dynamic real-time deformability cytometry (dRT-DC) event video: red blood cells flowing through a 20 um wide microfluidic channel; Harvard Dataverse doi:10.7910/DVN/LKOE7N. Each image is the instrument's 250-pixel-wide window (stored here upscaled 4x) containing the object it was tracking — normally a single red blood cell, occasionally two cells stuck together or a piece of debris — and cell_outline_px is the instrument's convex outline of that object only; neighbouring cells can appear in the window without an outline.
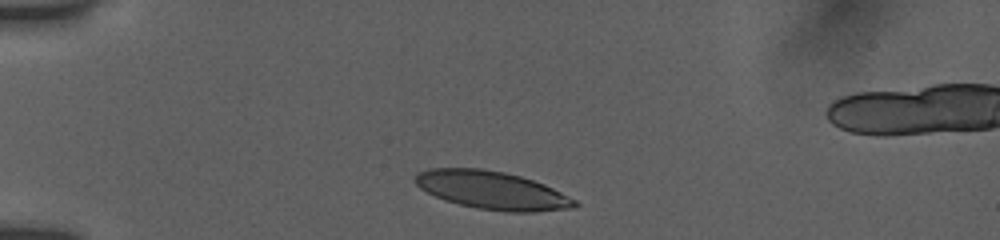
{"species": "human", "species_latin": "Homo sapiens", "temperature_condition": "room temperature", "stored_images_in_passage": 3, "camera_frame_rate_fps": 3000, "um_per_image_px": 0.085, "donor": {"sex": "female"}, "frame": {"image": 1, "passage_image": 1, "time_ms": 0.0, "image_size_px": [1000, 240], "cell_outline_px": [[580, 204], [576, 208], [532, 212], [504, 212], [476, 208], [444, 200], [420, 188], [412, 180], [420, 172], [428, 168], [480, 168], [504, 172], [520, 176], [544, 184], [576, 200]], "centroid_in_image_um": [41.83, 16.18], "position_along_channel_um": 43.2, "area_um2": 35.37}}
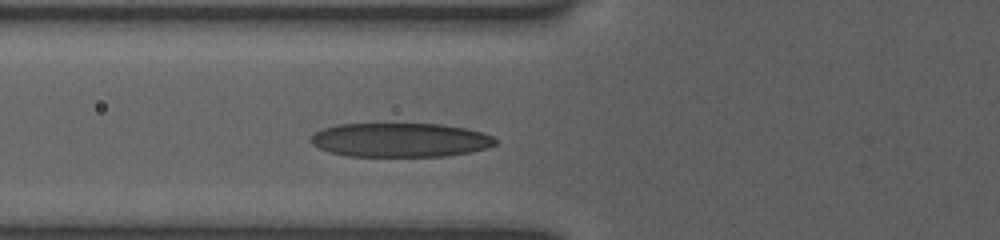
{"frame": {"image": 2, "passage_image": 3, "time_ms": 2.333, "image_size_px": [1000, 240], "cell_outline_px": [[496, 144], [488, 148], [472, 152], [444, 156], [348, 156], [328, 152], [312, 144], [308, 140], [316, 132], [324, 128], [340, 124], [440, 124], [464, 128], [480, 132], [492, 136], [496, 140]], "centroid_in_image_um": [34.01, 11.9], "position_along_channel_um": 91.8, "area_um2": 36.59}}